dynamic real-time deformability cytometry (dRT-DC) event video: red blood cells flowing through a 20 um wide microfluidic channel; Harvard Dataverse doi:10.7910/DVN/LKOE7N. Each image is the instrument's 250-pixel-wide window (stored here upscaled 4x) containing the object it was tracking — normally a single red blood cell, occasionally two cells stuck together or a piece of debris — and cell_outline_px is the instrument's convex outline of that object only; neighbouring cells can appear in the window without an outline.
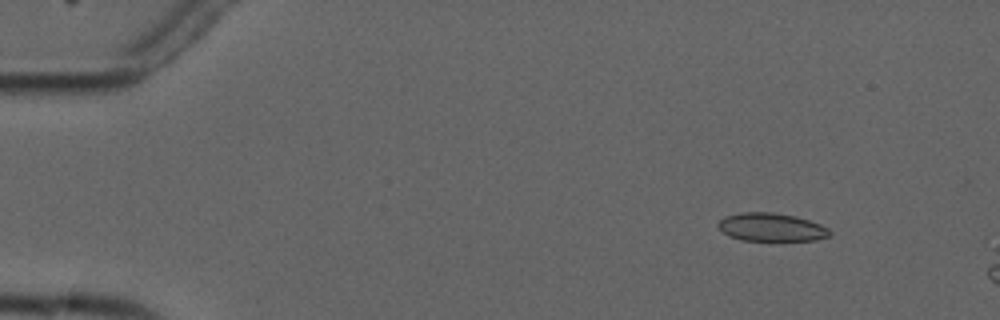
{"species": "common noctule bat (a hibernating species)", "species_latin": "Nyctalus noctula", "temperature_condition": "cold", "stored_images_in_passage": 4, "camera_frame_rate_fps": 3000, "um_per_image_px": 0.085, "animal": {"sex": "male", "forearm_length_mm": 52.5}, "frame": {"image": 1, "passage_image": 2, "time_ms": 1.0, "image_size_px": [1000, 320], "cell_outline_px": [[832, 236], [816, 240], [740, 240], [728, 236], [716, 224], [724, 216], [740, 212], [772, 212], [796, 216], [820, 224], [828, 228], [832, 232]], "centroid_in_image_um": [65.57, 19.31], "position_along_channel_um": 19.4, "area_um2": 18.44}}